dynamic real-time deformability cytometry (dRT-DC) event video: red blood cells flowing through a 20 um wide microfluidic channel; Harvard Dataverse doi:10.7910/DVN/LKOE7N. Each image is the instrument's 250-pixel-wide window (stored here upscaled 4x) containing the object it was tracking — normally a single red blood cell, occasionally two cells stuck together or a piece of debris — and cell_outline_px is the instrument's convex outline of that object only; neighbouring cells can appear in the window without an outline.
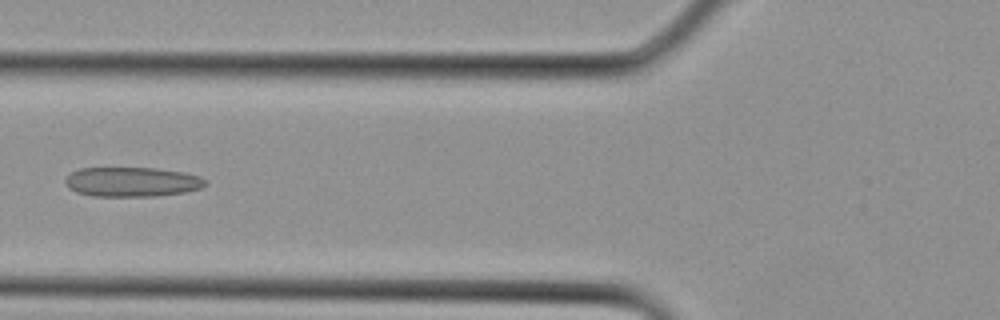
{"species": "Egyptian fruit bat (a non-hibernating species)", "species_latin": "Rousettus aegyptiacus", "temperature_condition": "cold", "stored_images_in_passage": 30, "camera_frame_rate_fps": 3000, "um_per_image_px": 0.085, "animal": {"sex": "female"}, "frame": {"image": 1, "passage_image": 12, "time_ms": 3.667, "image_size_px": [1000, 320], "cell_outline_px": [[208, 184], [200, 188], [184, 192], [156, 196], [92, 196], [76, 192], [68, 188], [64, 184], [64, 180], [72, 172], [80, 168], [156, 168], [184, 172], [200, 176]], "centroid_in_image_um": [11.2, 15.46], "position_along_channel_um": 114.6, "area_um2": 24.22}}
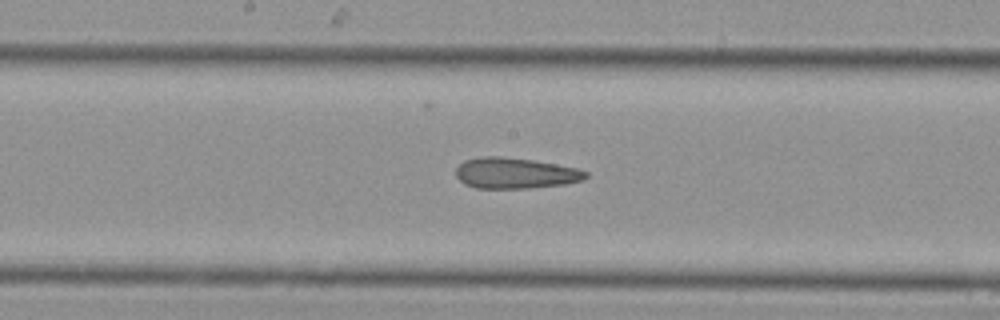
{"frame": {"image": 2, "passage_image": 16, "time_ms": 5.0, "image_size_px": [1000, 320], "cell_outline_px": [[588, 176], [584, 180], [564, 184], [532, 188], [476, 188], [464, 184], [456, 176], [456, 168], [464, 160], [484, 156], [500, 156], [532, 160], [580, 168], [588, 172]], "centroid_in_image_um": [43.82, 14.72], "position_along_channel_um": 204.4, "area_um2": 23.47}}
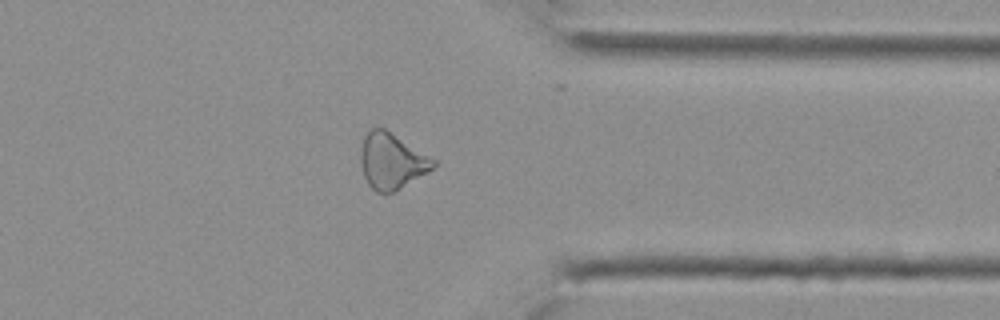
{"frame": {"image": 3, "passage_image": 24, "time_ms": 7.667, "image_size_px": [1000, 320], "cell_outline_px": [[436, 164], [428, 172], [392, 192], [376, 192], [368, 184], [364, 176], [360, 164], [360, 152], [364, 136], [368, 128], [384, 128], [436, 160]], "centroid_in_image_um": [33.26, 13.67], "position_along_channel_um": 378.1, "area_um2": 23.35}}